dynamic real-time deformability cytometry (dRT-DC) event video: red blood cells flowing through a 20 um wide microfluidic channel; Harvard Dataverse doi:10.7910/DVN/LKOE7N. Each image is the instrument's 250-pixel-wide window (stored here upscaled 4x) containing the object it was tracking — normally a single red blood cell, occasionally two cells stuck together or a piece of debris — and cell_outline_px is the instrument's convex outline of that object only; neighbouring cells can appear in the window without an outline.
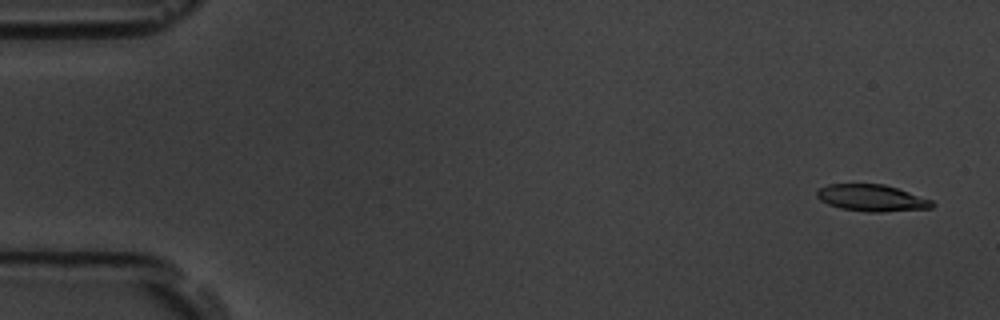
{"species": "common noctule bat (a hibernating species)", "species_latin": "Nyctalus noctula", "temperature_condition": "room temperature", "stored_images_in_passage": 15, "camera_frame_rate_fps": 3000, "um_per_image_px": 0.085, "animal": {"sex": "male", "body_mass_g": 19.5, "forearm_length_mm": 54.6}, "frame": {"image": 1, "passage_image": 1, "time_ms": 0.0, "image_size_px": [1000, 320], "cell_outline_px": [[936, 204], [932, 208], [884, 212], [868, 212], [840, 208], [828, 204], [820, 200], [816, 196], [816, 192], [820, 188], [828, 184], [884, 184], [932, 200]], "centroid_in_image_um": [74.1, 16.83], "position_along_channel_um": 10.9, "area_um2": 17.92}}
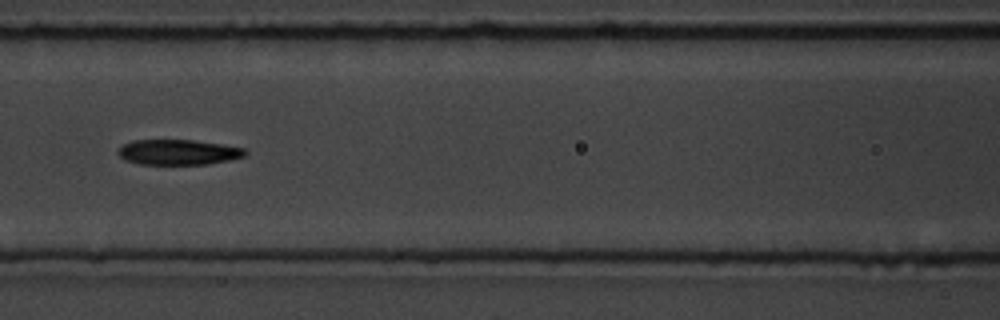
{"frame": {"image": 2, "passage_image": 7, "time_ms": 7.667, "image_size_px": [1000, 320], "cell_outline_px": [[248, 152], [244, 156], [228, 160], [208, 164], [140, 164], [124, 160], [116, 152], [124, 144], [132, 140], [192, 140], [220, 144], [244, 148]], "centroid_in_image_um": [15.13, 12.93], "position_along_channel_um": 151.5, "area_um2": 18.61}}
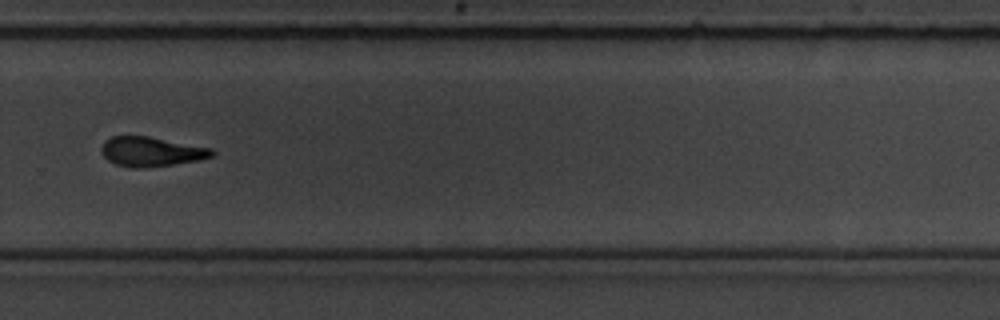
{"frame": {"image": 3, "passage_image": 11, "time_ms": 12.333, "image_size_px": [1000, 320], "cell_outline_px": [[216, 152], [212, 156], [200, 160], [172, 164], [140, 168], [132, 168], [116, 164], [108, 160], [100, 152], [100, 148], [104, 140], [112, 136], [148, 136], [212, 148]], "centroid_in_image_um": [12.83, 12.88], "position_along_channel_um": 317.0, "area_um2": 19.07}, "authors_computed_cell_mechanics": {"area_um2": 19.2474, "velocity_mm_per_s": 3.5632, "shape_relaxation_time_tau1_ms": 2.8376, "shape_relaxation_time_tau2_ms": 2.6814, "deformation_change_tau1": 0.1212, "deformation_change_tau2": 0.0932}}